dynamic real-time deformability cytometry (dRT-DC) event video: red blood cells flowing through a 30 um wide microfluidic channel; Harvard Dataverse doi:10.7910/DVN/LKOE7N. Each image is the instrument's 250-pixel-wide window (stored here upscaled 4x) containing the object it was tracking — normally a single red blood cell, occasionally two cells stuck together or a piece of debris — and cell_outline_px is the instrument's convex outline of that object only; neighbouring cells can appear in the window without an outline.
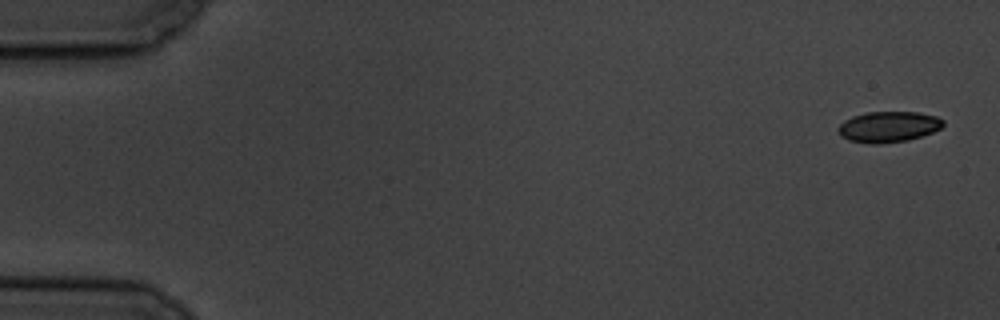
{"species": "common noctule bat (a hibernating species)", "species_latin": "Nyctalus noctula", "temperature_condition": "cold", "stored_images_in_passage": 5, "camera_frame_rate_fps": 3000, "um_per_image_px": 0.085, "animal": {"sex": "male", "body_mass_g": 19.5, "forearm_length_mm": 54.6}, "frame": {"image": 1, "passage_image": 1, "time_ms": 0.0, "image_size_px": [1000, 320], "cell_outline_px": [[944, 124], [940, 128], [932, 132], [908, 140], [880, 144], [872, 144], [848, 140], [840, 136], [836, 128], [844, 120], [852, 116], [868, 112], [916, 112], [936, 116], [944, 120]], "centroid_in_image_um": [75.48, 10.78], "position_along_channel_um": 9.5, "area_um2": 18.9}}
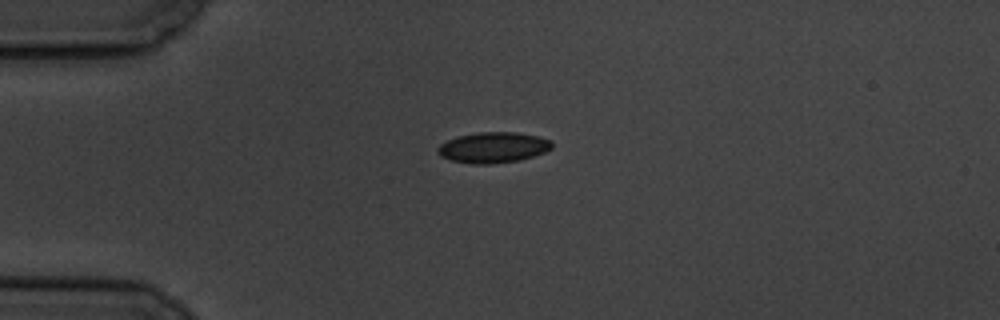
{"frame": {"image": 2, "passage_image": 4, "time_ms": 4.333, "image_size_px": [1000, 320], "cell_outline_px": [[552, 148], [544, 152], [520, 160], [488, 164], [472, 164], [452, 160], [440, 156], [436, 148], [440, 144], [448, 140], [460, 136], [476, 132], [516, 132], [540, 136], [552, 140]], "centroid_in_image_um": [41.94, 12.53], "position_along_channel_um": 43.1, "area_um2": 20.4}}